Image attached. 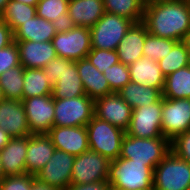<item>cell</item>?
Returning <instances> with one entry per match:
<instances>
[{
  "mask_svg": "<svg viewBox=\"0 0 190 190\" xmlns=\"http://www.w3.org/2000/svg\"><path fill=\"white\" fill-rule=\"evenodd\" d=\"M142 22L151 35L182 41L190 29V0L146 6Z\"/></svg>",
  "mask_w": 190,
  "mask_h": 190,
  "instance_id": "1",
  "label": "cell"
},
{
  "mask_svg": "<svg viewBox=\"0 0 190 190\" xmlns=\"http://www.w3.org/2000/svg\"><path fill=\"white\" fill-rule=\"evenodd\" d=\"M153 175L144 163L119 157L110 162L107 180L112 190H153Z\"/></svg>",
  "mask_w": 190,
  "mask_h": 190,
  "instance_id": "2",
  "label": "cell"
},
{
  "mask_svg": "<svg viewBox=\"0 0 190 190\" xmlns=\"http://www.w3.org/2000/svg\"><path fill=\"white\" fill-rule=\"evenodd\" d=\"M170 151L171 141L165 137L139 138L126 133L119 157L144 163L154 170Z\"/></svg>",
  "mask_w": 190,
  "mask_h": 190,
  "instance_id": "3",
  "label": "cell"
},
{
  "mask_svg": "<svg viewBox=\"0 0 190 190\" xmlns=\"http://www.w3.org/2000/svg\"><path fill=\"white\" fill-rule=\"evenodd\" d=\"M89 149L110 161L119 158L126 132L95 115L86 125Z\"/></svg>",
  "mask_w": 190,
  "mask_h": 190,
  "instance_id": "4",
  "label": "cell"
},
{
  "mask_svg": "<svg viewBox=\"0 0 190 190\" xmlns=\"http://www.w3.org/2000/svg\"><path fill=\"white\" fill-rule=\"evenodd\" d=\"M190 164L172 151L154 169L153 190H188Z\"/></svg>",
  "mask_w": 190,
  "mask_h": 190,
  "instance_id": "5",
  "label": "cell"
},
{
  "mask_svg": "<svg viewBox=\"0 0 190 190\" xmlns=\"http://www.w3.org/2000/svg\"><path fill=\"white\" fill-rule=\"evenodd\" d=\"M133 24L132 20L105 12L98 22L90 28L91 48L116 50Z\"/></svg>",
  "mask_w": 190,
  "mask_h": 190,
  "instance_id": "6",
  "label": "cell"
},
{
  "mask_svg": "<svg viewBox=\"0 0 190 190\" xmlns=\"http://www.w3.org/2000/svg\"><path fill=\"white\" fill-rule=\"evenodd\" d=\"M53 126H86L94 116V99L87 95L54 99Z\"/></svg>",
  "mask_w": 190,
  "mask_h": 190,
  "instance_id": "7",
  "label": "cell"
},
{
  "mask_svg": "<svg viewBox=\"0 0 190 190\" xmlns=\"http://www.w3.org/2000/svg\"><path fill=\"white\" fill-rule=\"evenodd\" d=\"M51 42L57 56L73 61L86 58L92 49L90 28L82 26L56 33Z\"/></svg>",
  "mask_w": 190,
  "mask_h": 190,
  "instance_id": "8",
  "label": "cell"
},
{
  "mask_svg": "<svg viewBox=\"0 0 190 190\" xmlns=\"http://www.w3.org/2000/svg\"><path fill=\"white\" fill-rule=\"evenodd\" d=\"M162 105L163 97L153 104L133 109L126 133L139 138L164 137L161 126Z\"/></svg>",
  "mask_w": 190,
  "mask_h": 190,
  "instance_id": "9",
  "label": "cell"
},
{
  "mask_svg": "<svg viewBox=\"0 0 190 190\" xmlns=\"http://www.w3.org/2000/svg\"><path fill=\"white\" fill-rule=\"evenodd\" d=\"M110 160L92 150L75 156L71 183L87 184L108 179Z\"/></svg>",
  "mask_w": 190,
  "mask_h": 190,
  "instance_id": "10",
  "label": "cell"
},
{
  "mask_svg": "<svg viewBox=\"0 0 190 190\" xmlns=\"http://www.w3.org/2000/svg\"><path fill=\"white\" fill-rule=\"evenodd\" d=\"M162 134L172 141L177 135L190 130V99L163 98Z\"/></svg>",
  "mask_w": 190,
  "mask_h": 190,
  "instance_id": "11",
  "label": "cell"
},
{
  "mask_svg": "<svg viewBox=\"0 0 190 190\" xmlns=\"http://www.w3.org/2000/svg\"><path fill=\"white\" fill-rule=\"evenodd\" d=\"M27 123L32 134L47 133L54 122V98L52 95L23 98Z\"/></svg>",
  "mask_w": 190,
  "mask_h": 190,
  "instance_id": "12",
  "label": "cell"
},
{
  "mask_svg": "<svg viewBox=\"0 0 190 190\" xmlns=\"http://www.w3.org/2000/svg\"><path fill=\"white\" fill-rule=\"evenodd\" d=\"M75 156L56 149L51 159L37 173L35 178L41 183L66 190L71 184L72 167Z\"/></svg>",
  "mask_w": 190,
  "mask_h": 190,
  "instance_id": "13",
  "label": "cell"
},
{
  "mask_svg": "<svg viewBox=\"0 0 190 190\" xmlns=\"http://www.w3.org/2000/svg\"><path fill=\"white\" fill-rule=\"evenodd\" d=\"M133 109L118 93H111L94 100V115L112 125L127 131Z\"/></svg>",
  "mask_w": 190,
  "mask_h": 190,
  "instance_id": "14",
  "label": "cell"
},
{
  "mask_svg": "<svg viewBox=\"0 0 190 190\" xmlns=\"http://www.w3.org/2000/svg\"><path fill=\"white\" fill-rule=\"evenodd\" d=\"M56 149L78 156L89 150L86 126H53L46 133Z\"/></svg>",
  "mask_w": 190,
  "mask_h": 190,
  "instance_id": "15",
  "label": "cell"
},
{
  "mask_svg": "<svg viewBox=\"0 0 190 190\" xmlns=\"http://www.w3.org/2000/svg\"><path fill=\"white\" fill-rule=\"evenodd\" d=\"M0 128L12 138L32 135L22 101L4 99L0 103Z\"/></svg>",
  "mask_w": 190,
  "mask_h": 190,
  "instance_id": "16",
  "label": "cell"
},
{
  "mask_svg": "<svg viewBox=\"0 0 190 190\" xmlns=\"http://www.w3.org/2000/svg\"><path fill=\"white\" fill-rule=\"evenodd\" d=\"M55 150V146L46 133L28 136V149L25 161L26 173L36 176L51 159Z\"/></svg>",
  "mask_w": 190,
  "mask_h": 190,
  "instance_id": "17",
  "label": "cell"
},
{
  "mask_svg": "<svg viewBox=\"0 0 190 190\" xmlns=\"http://www.w3.org/2000/svg\"><path fill=\"white\" fill-rule=\"evenodd\" d=\"M28 136L11 138L0 151V160L4 176H15L26 173V153Z\"/></svg>",
  "mask_w": 190,
  "mask_h": 190,
  "instance_id": "18",
  "label": "cell"
},
{
  "mask_svg": "<svg viewBox=\"0 0 190 190\" xmlns=\"http://www.w3.org/2000/svg\"><path fill=\"white\" fill-rule=\"evenodd\" d=\"M147 33V27L143 22L134 23L130 27L116 49L121 63L130 65L143 57V46Z\"/></svg>",
  "mask_w": 190,
  "mask_h": 190,
  "instance_id": "19",
  "label": "cell"
},
{
  "mask_svg": "<svg viewBox=\"0 0 190 190\" xmlns=\"http://www.w3.org/2000/svg\"><path fill=\"white\" fill-rule=\"evenodd\" d=\"M20 56V64L24 68H40L55 58L56 52L51 41H15Z\"/></svg>",
  "mask_w": 190,
  "mask_h": 190,
  "instance_id": "20",
  "label": "cell"
},
{
  "mask_svg": "<svg viewBox=\"0 0 190 190\" xmlns=\"http://www.w3.org/2000/svg\"><path fill=\"white\" fill-rule=\"evenodd\" d=\"M131 82L138 85L149 86L163 92L165 75L162 73L157 61L148 57H141L128 65Z\"/></svg>",
  "mask_w": 190,
  "mask_h": 190,
  "instance_id": "21",
  "label": "cell"
},
{
  "mask_svg": "<svg viewBox=\"0 0 190 190\" xmlns=\"http://www.w3.org/2000/svg\"><path fill=\"white\" fill-rule=\"evenodd\" d=\"M85 94L97 99L113 93L104 74L100 72L87 58L75 61Z\"/></svg>",
  "mask_w": 190,
  "mask_h": 190,
  "instance_id": "22",
  "label": "cell"
},
{
  "mask_svg": "<svg viewBox=\"0 0 190 190\" xmlns=\"http://www.w3.org/2000/svg\"><path fill=\"white\" fill-rule=\"evenodd\" d=\"M86 95L76 62L63 58V72L53 86L54 99L75 98Z\"/></svg>",
  "mask_w": 190,
  "mask_h": 190,
  "instance_id": "23",
  "label": "cell"
},
{
  "mask_svg": "<svg viewBox=\"0 0 190 190\" xmlns=\"http://www.w3.org/2000/svg\"><path fill=\"white\" fill-rule=\"evenodd\" d=\"M105 13L103 0H69L68 14L75 26L91 28Z\"/></svg>",
  "mask_w": 190,
  "mask_h": 190,
  "instance_id": "24",
  "label": "cell"
},
{
  "mask_svg": "<svg viewBox=\"0 0 190 190\" xmlns=\"http://www.w3.org/2000/svg\"><path fill=\"white\" fill-rule=\"evenodd\" d=\"M14 41H52L56 30L52 22L35 15L21 24L14 32Z\"/></svg>",
  "mask_w": 190,
  "mask_h": 190,
  "instance_id": "25",
  "label": "cell"
},
{
  "mask_svg": "<svg viewBox=\"0 0 190 190\" xmlns=\"http://www.w3.org/2000/svg\"><path fill=\"white\" fill-rule=\"evenodd\" d=\"M117 93L132 109L148 106L162 97V92L159 89L138 85L131 81Z\"/></svg>",
  "mask_w": 190,
  "mask_h": 190,
  "instance_id": "26",
  "label": "cell"
},
{
  "mask_svg": "<svg viewBox=\"0 0 190 190\" xmlns=\"http://www.w3.org/2000/svg\"><path fill=\"white\" fill-rule=\"evenodd\" d=\"M162 97L167 99H190V66H185L165 77Z\"/></svg>",
  "mask_w": 190,
  "mask_h": 190,
  "instance_id": "27",
  "label": "cell"
},
{
  "mask_svg": "<svg viewBox=\"0 0 190 190\" xmlns=\"http://www.w3.org/2000/svg\"><path fill=\"white\" fill-rule=\"evenodd\" d=\"M53 86L42 69H24L23 98L52 95Z\"/></svg>",
  "mask_w": 190,
  "mask_h": 190,
  "instance_id": "28",
  "label": "cell"
},
{
  "mask_svg": "<svg viewBox=\"0 0 190 190\" xmlns=\"http://www.w3.org/2000/svg\"><path fill=\"white\" fill-rule=\"evenodd\" d=\"M105 12L132 20L143 21L144 5L142 0H103Z\"/></svg>",
  "mask_w": 190,
  "mask_h": 190,
  "instance_id": "29",
  "label": "cell"
},
{
  "mask_svg": "<svg viewBox=\"0 0 190 190\" xmlns=\"http://www.w3.org/2000/svg\"><path fill=\"white\" fill-rule=\"evenodd\" d=\"M24 69L19 65L0 75V87L5 99L23 100Z\"/></svg>",
  "mask_w": 190,
  "mask_h": 190,
  "instance_id": "30",
  "label": "cell"
},
{
  "mask_svg": "<svg viewBox=\"0 0 190 190\" xmlns=\"http://www.w3.org/2000/svg\"><path fill=\"white\" fill-rule=\"evenodd\" d=\"M36 15V6H30L16 0L7 3L5 11L0 19L14 32L21 24L32 19Z\"/></svg>",
  "mask_w": 190,
  "mask_h": 190,
  "instance_id": "31",
  "label": "cell"
},
{
  "mask_svg": "<svg viewBox=\"0 0 190 190\" xmlns=\"http://www.w3.org/2000/svg\"><path fill=\"white\" fill-rule=\"evenodd\" d=\"M190 51L182 41H178L164 58L158 61L160 69L165 77L185 66L189 65Z\"/></svg>",
  "mask_w": 190,
  "mask_h": 190,
  "instance_id": "32",
  "label": "cell"
},
{
  "mask_svg": "<svg viewBox=\"0 0 190 190\" xmlns=\"http://www.w3.org/2000/svg\"><path fill=\"white\" fill-rule=\"evenodd\" d=\"M177 42L176 40L156 37L147 33L143 46V56L158 62L171 51Z\"/></svg>",
  "mask_w": 190,
  "mask_h": 190,
  "instance_id": "33",
  "label": "cell"
},
{
  "mask_svg": "<svg viewBox=\"0 0 190 190\" xmlns=\"http://www.w3.org/2000/svg\"><path fill=\"white\" fill-rule=\"evenodd\" d=\"M107 79L112 92H119L127 83L131 81L128 65L121 62L108 67L102 72Z\"/></svg>",
  "mask_w": 190,
  "mask_h": 190,
  "instance_id": "34",
  "label": "cell"
},
{
  "mask_svg": "<svg viewBox=\"0 0 190 190\" xmlns=\"http://www.w3.org/2000/svg\"><path fill=\"white\" fill-rule=\"evenodd\" d=\"M68 2L69 0H39L36 15L53 22L61 14L68 12Z\"/></svg>",
  "mask_w": 190,
  "mask_h": 190,
  "instance_id": "35",
  "label": "cell"
},
{
  "mask_svg": "<svg viewBox=\"0 0 190 190\" xmlns=\"http://www.w3.org/2000/svg\"><path fill=\"white\" fill-rule=\"evenodd\" d=\"M86 58L100 72L108 70V67L120 62L116 50L91 49Z\"/></svg>",
  "mask_w": 190,
  "mask_h": 190,
  "instance_id": "36",
  "label": "cell"
},
{
  "mask_svg": "<svg viewBox=\"0 0 190 190\" xmlns=\"http://www.w3.org/2000/svg\"><path fill=\"white\" fill-rule=\"evenodd\" d=\"M35 176L25 173L22 175L5 176L0 181V190H30Z\"/></svg>",
  "mask_w": 190,
  "mask_h": 190,
  "instance_id": "37",
  "label": "cell"
},
{
  "mask_svg": "<svg viewBox=\"0 0 190 190\" xmlns=\"http://www.w3.org/2000/svg\"><path fill=\"white\" fill-rule=\"evenodd\" d=\"M19 65H21L19 49L14 41L12 44L0 50V75Z\"/></svg>",
  "mask_w": 190,
  "mask_h": 190,
  "instance_id": "38",
  "label": "cell"
},
{
  "mask_svg": "<svg viewBox=\"0 0 190 190\" xmlns=\"http://www.w3.org/2000/svg\"><path fill=\"white\" fill-rule=\"evenodd\" d=\"M171 151L190 164V130L177 135L171 141Z\"/></svg>",
  "mask_w": 190,
  "mask_h": 190,
  "instance_id": "39",
  "label": "cell"
},
{
  "mask_svg": "<svg viewBox=\"0 0 190 190\" xmlns=\"http://www.w3.org/2000/svg\"><path fill=\"white\" fill-rule=\"evenodd\" d=\"M45 75L50 79L54 85L61 77L63 72V58L56 56L50 60L45 67L42 68Z\"/></svg>",
  "mask_w": 190,
  "mask_h": 190,
  "instance_id": "40",
  "label": "cell"
},
{
  "mask_svg": "<svg viewBox=\"0 0 190 190\" xmlns=\"http://www.w3.org/2000/svg\"><path fill=\"white\" fill-rule=\"evenodd\" d=\"M66 190H112L108 180H101L87 184L71 183Z\"/></svg>",
  "mask_w": 190,
  "mask_h": 190,
  "instance_id": "41",
  "label": "cell"
},
{
  "mask_svg": "<svg viewBox=\"0 0 190 190\" xmlns=\"http://www.w3.org/2000/svg\"><path fill=\"white\" fill-rule=\"evenodd\" d=\"M52 24L56 33L68 32L75 27L73 19L69 16L68 12L61 14Z\"/></svg>",
  "mask_w": 190,
  "mask_h": 190,
  "instance_id": "42",
  "label": "cell"
},
{
  "mask_svg": "<svg viewBox=\"0 0 190 190\" xmlns=\"http://www.w3.org/2000/svg\"><path fill=\"white\" fill-rule=\"evenodd\" d=\"M14 42V33L11 28L0 19V50Z\"/></svg>",
  "mask_w": 190,
  "mask_h": 190,
  "instance_id": "43",
  "label": "cell"
},
{
  "mask_svg": "<svg viewBox=\"0 0 190 190\" xmlns=\"http://www.w3.org/2000/svg\"><path fill=\"white\" fill-rule=\"evenodd\" d=\"M30 190H59V189L56 187L41 183L40 181L35 179L31 184Z\"/></svg>",
  "mask_w": 190,
  "mask_h": 190,
  "instance_id": "44",
  "label": "cell"
},
{
  "mask_svg": "<svg viewBox=\"0 0 190 190\" xmlns=\"http://www.w3.org/2000/svg\"><path fill=\"white\" fill-rule=\"evenodd\" d=\"M11 138L7 132L0 128V151L8 144Z\"/></svg>",
  "mask_w": 190,
  "mask_h": 190,
  "instance_id": "45",
  "label": "cell"
},
{
  "mask_svg": "<svg viewBox=\"0 0 190 190\" xmlns=\"http://www.w3.org/2000/svg\"><path fill=\"white\" fill-rule=\"evenodd\" d=\"M144 7L150 6L157 3L170 2V1H179V0H142Z\"/></svg>",
  "mask_w": 190,
  "mask_h": 190,
  "instance_id": "46",
  "label": "cell"
},
{
  "mask_svg": "<svg viewBox=\"0 0 190 190\" xmlns=\"http://www.w3.org/2000/svg\"><path fill=\"white\" fill-rule=\"evenodd\" d=\"M182 42L187 47V49L190 51V29L185 34L184 38L182 39Z\"/></svg>",
  "mask_w": 190,
  "mask_h": 190,
  "instance_id": "47",
  "label": "cell"
},
{
  "mask_svg": "<svg viewBox=\"0 0 190 190\" xmlns=\"http://www.w3.org/2000/svg\"><path fill=\"white\" fill-rule=\"evenodd\" d=\"M16 1L30 5V6H37L39 0H16Z\"/></svg>",
  "mask_w": 190,
  "mask_h": 190,
  "instance_id": "48",
  "label": "cell"
},
{
  "mask_svg": "<svg viewBox=\"0 0 190 190\" xmlns=\"http://www.w3.org/2000/svg\"><path fill=\"white\" fill-rule=\"evenodd\" d=\"M9 1H10V0H0V16H1V14L5 11L6 6H7V3H8Z\"/></svg>",
  "mask_w": 190,
  "mask_h": 190,
  "instance_id": "49",
  "label": "cell"
},
{
  "mask_svg": "<svg viewBox=\"0 0 190 190\" xmlns=\"http://www.w3.org/2000/svg\"><path fill=\"white\" fill-rule=\"evenodd\" d=\"M4 172H3V168H2V163H1V160H0V181L4 178Z\"/></svg>",
  "mask_w": 190,
  "mask_h": 190,
  "instance_id": "50",
  "label": "cell"
},
{
  "mask_svg": "<svg viewBox=\"0 0 190 190\" xmlns=\"http://www.w3.org/2000/svg\"><path fill=\"white\" fill-rule=\"evenodd\" d=\"M4 95H3V92H2V89L0 87V103L4 100Z\"/></svg>",
  "mask_w": 190,
  "mask_h": 190,
  "instance_id": "51",
  "label": "cell"
}]
</instances>
